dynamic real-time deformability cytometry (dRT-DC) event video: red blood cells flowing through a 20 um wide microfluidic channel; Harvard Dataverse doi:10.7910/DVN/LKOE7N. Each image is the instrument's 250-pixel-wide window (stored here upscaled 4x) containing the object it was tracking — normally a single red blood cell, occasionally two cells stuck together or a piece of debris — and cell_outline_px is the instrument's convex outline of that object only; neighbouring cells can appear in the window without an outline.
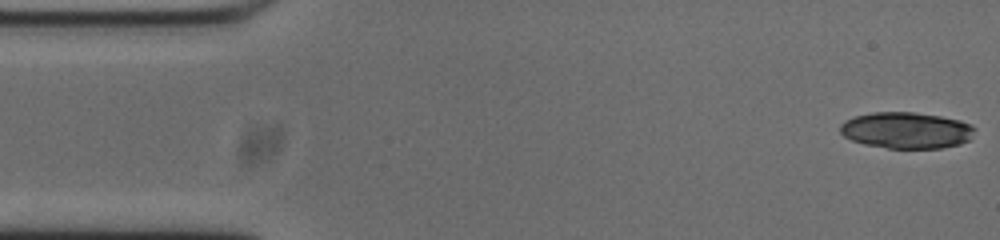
{"species": "common noctule bat (a hibernating species)", "species_latin": "Nyctalus noctula", "temperature_condition": "cold", "stored_images_in_passage": 1, "camera_frame_rate_fps": 3000, "um_per_image_px": 0.085, "animal": {"sex": "male", "body_mass_g": 20.0, "forearm_length_mm": 53.3}, "frame": {"image": 1, "passage_image": 1, "time_ms": 0.0, "image_size_px": [1000, 240], "cell_outline_px": [[976, 128], [968, 140], [960, 144], [940, 148], [888, 148], [864, 144], [852, 140], [844, 136], [840, 132], [840, 124], [844, 120], [856, 116], [872, 112], [912, 112], [940, 116], [960, 120], [972, 124]], "centroid_in_image_um": [77.04, 11.07], "position_along_channel_um": 8.0, "area_um2": 28.5}}